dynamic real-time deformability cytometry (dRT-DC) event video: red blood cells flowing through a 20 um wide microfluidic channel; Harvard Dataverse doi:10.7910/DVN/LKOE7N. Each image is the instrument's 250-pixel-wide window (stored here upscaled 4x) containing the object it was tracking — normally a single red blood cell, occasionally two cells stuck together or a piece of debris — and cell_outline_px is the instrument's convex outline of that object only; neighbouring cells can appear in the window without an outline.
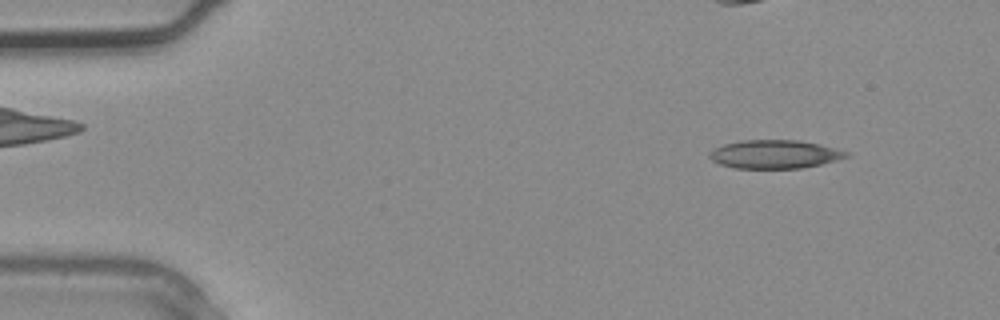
{"species": "common noctule bat (a hibernating species)", "species_latin": "Nyctalus noctula", "temperature_condition": "warm", "stored_images_in_passage": 4, "camera_frame_rate_fps": 3000, "um_per_image_px": 0.085, "animal": {"sex": "male", "body_mass_g": 20.4}, "frame": {"image": 1, "passage_image": 4, "time_ms": 1.0, "image_size_px": [1000, 320], "cell_outline_px": [[848, 156], [836, 160], [820, 164], [800, 168], [736, 168], [720, 164], [712, 160], [708, 156], [708, 152], [724, 144], [740, 140], [800, 140], [820, 144], [848, 152]], "centroid_in_image_um": [65.82, 13.1], "position_along_channel_um": 19.2, "area_um2": 22.54}}